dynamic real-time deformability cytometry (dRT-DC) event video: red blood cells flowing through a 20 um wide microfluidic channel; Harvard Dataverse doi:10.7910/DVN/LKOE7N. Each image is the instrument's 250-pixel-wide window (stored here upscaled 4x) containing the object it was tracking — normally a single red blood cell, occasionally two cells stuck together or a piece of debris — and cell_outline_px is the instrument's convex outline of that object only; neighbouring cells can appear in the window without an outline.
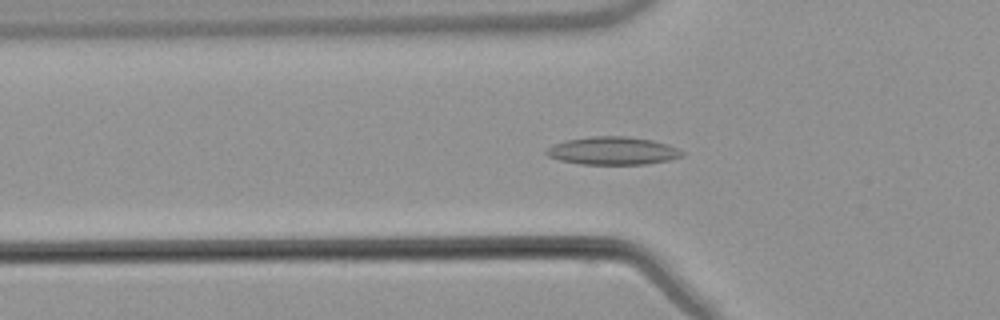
{"species": "common noctule bat (a hibernating species)", "species_latin": "Nyctalus noctula", "temperature_condition": "warm", "stored_images_in_passage": 38, "camera_frame_rate_fps": 3000, "um_per_image_px": 0.085, "animal": {"sex": "male", "body_mass_g": 21.5, "forearm_length_mm": 52.0}, "frame": {"image": 1, "passage_image": 2, "time_ms": 0.333, "image_size_px": [1000, 320], "cell_outline_px": [[684, 152], [680, 156], [668, 160], [644, 164], [580, 164], [560, 160], [548, 156], [544, 152], [552, 144], [564, 140], [592, 136], [628, 136], [652, 140], [668, 144]], "centroid_in_image_um": [52.03, 12.81], "position_along_channel_um": 73.8, "area_um2": 22.02}}
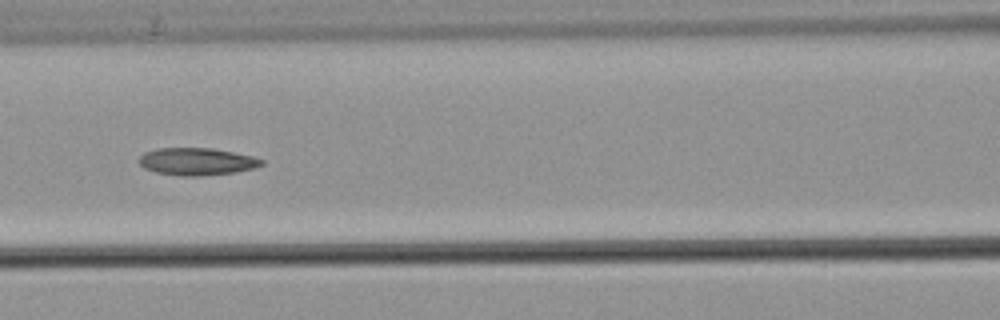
{"frame": {"image": 2, "passage_image": 8, "time_ms": 2.333, "image_size_px": [1000, 320], "cell_outline_px": [[264, 164], [256, 168], [236, 172], [200, 176], [180, 176], [156, 172], [144, 168], [136, 160], [144, 152], [156, 148], [212, 148], [252, 156], [264, 160]], "centroid_in_image_um": [16.72, 13.73], "position_along_channel_um": 149.9, "area_um2": 19.71}}
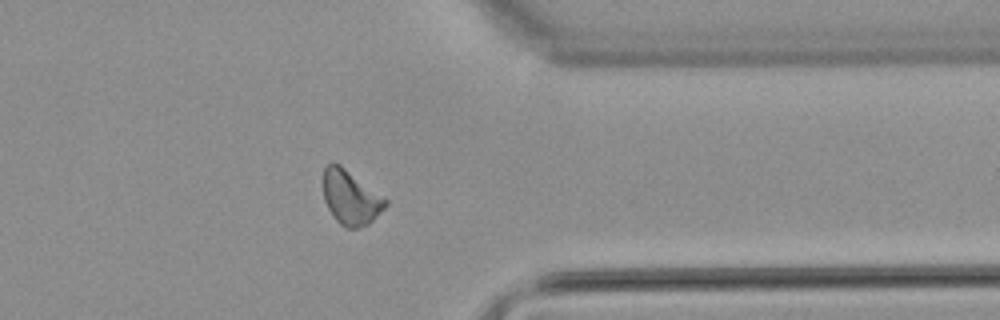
{"frame": {"image": 3, "passage_image": 27, "time_ms": 8.667, "image_size_px": [1000, 320], "cell_outline_px": [[388, 204], [368, 224], [356, 228], [348, 228], [340, 224], [332, 216], [324, 200], [324, 168], [332, 160], [340, 164], [388, 200]], "centroid_in_image_um": [29.79, 16.77], "position_along_channel_um": 381.6, "area_um2": 19.54}}